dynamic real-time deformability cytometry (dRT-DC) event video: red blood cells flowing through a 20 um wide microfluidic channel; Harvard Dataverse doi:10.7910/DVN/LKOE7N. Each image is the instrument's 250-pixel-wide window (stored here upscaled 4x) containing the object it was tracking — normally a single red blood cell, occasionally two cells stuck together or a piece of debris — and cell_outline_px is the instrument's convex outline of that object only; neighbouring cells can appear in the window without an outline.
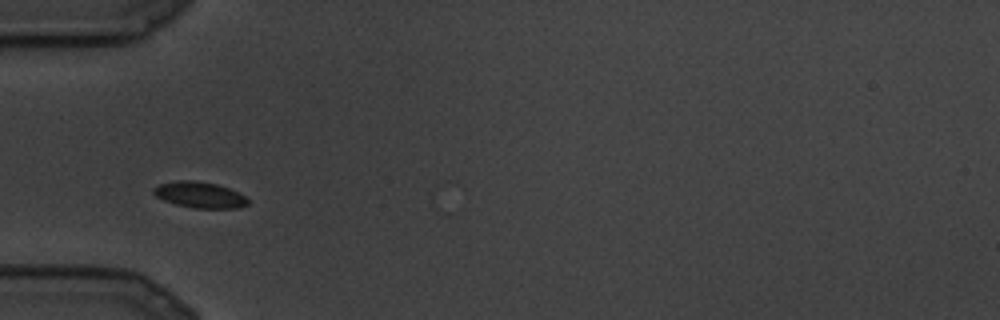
{"species": "common noctule bat (a hibernating species)", "species_latin": "Nyctalus noctula", "temperature_condition": "cold", "stored_images_in_passage": 2, "camera_frame_rate_fps": 3000, "um_per_image_px": 0.085, "animal": {"sex": "male", "body_mass_g": 19.5, "forearm_length_mm": 54.6}, "frame": {"image": 1, "passage_image": 1, "time_ms": 0.0, "image_size_px": [1000, 320], "cell_outline_px": [[248, 204], [236, 208], [196, 208], [176, 204], [164, 200], [156, 196], [152, 192], [152, 188], [160, 184], [176, 180], [196, 180], [216, 184], [228, 188], [244, 196], [248, 200]], "centroid_in_image_um": [16.93, 16.55], "position_along_channel_um": 68.1, "area_um2": 14.16}}